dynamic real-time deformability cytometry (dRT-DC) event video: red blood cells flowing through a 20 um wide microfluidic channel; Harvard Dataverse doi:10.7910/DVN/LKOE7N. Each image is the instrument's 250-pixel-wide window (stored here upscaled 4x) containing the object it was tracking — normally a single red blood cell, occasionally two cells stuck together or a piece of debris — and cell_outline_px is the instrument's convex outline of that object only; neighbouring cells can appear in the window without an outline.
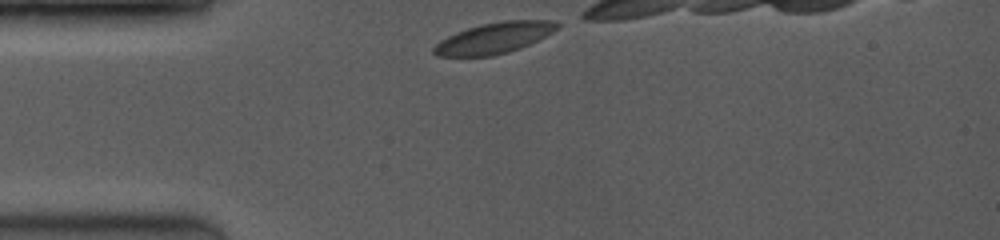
{"species": "common noctule bat (a hibernating species)", "species_latin": "Nyctalus noctula", "temperature_condition": "room temperature", "stored_images_in_passage": 3, "camera_frame_rate_fps": 3500, "um_per_image_px": 0.085, "animal": {"sex": "female", "body_mass_g": 19.0, "forearm_length_mm": 53.3}, "frame": {"image": 1, "passage_image": 1, "time_ms": 0.0, "image_size_px": [1000, 240], "cell_outline_px": [[560, 24], [552, 32], [520, 48], [508, 52], [492, 56], [436, 56], [432, 52], [432, 48], [440, 40], [456, 32], [480, 24], [504, 20], [552, 20]], "centroid_in_image_um": [41.96, 3.23], "position_along_channel_um": 43.0, "area_um2": 22.08}}